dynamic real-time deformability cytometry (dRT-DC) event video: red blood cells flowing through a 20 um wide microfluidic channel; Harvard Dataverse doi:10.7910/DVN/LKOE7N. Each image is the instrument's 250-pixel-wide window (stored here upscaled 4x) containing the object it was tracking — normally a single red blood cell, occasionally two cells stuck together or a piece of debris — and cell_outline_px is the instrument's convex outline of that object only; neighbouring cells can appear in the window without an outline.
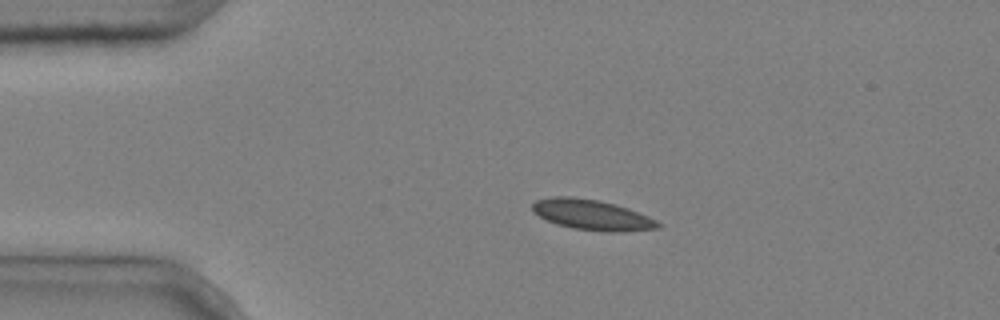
{"species": "common noctule bat (a hibernating species)", "species_latin": "Nyctalus noctula", "temperature_condition": "cold", "stored_images_in_passage": 3, "camera_frame_rate_fps": 3000, "um_per_image_px": 0.085, "animal": {"sex": "male", "body_mass_g": 20.4}, "frame": {"image": 1, "passage_image": 2, "time_ms": 0.333, "image_size_px": [1000, 320], "cell_outline_px": [[660, 228], [624, 232], [608, 232], [572, 228], [556, 224], [532, 212], [532, 204], [536, 200], [552, 196], [572, 196], [600, 200], [616, 204], [628, 208], [648, 216], [656, 220], [660, 224]], "centroid_in_image_um": [50.32, 18.25], "position_along_channel_um": 34.7, "area_um2": 22.43}}